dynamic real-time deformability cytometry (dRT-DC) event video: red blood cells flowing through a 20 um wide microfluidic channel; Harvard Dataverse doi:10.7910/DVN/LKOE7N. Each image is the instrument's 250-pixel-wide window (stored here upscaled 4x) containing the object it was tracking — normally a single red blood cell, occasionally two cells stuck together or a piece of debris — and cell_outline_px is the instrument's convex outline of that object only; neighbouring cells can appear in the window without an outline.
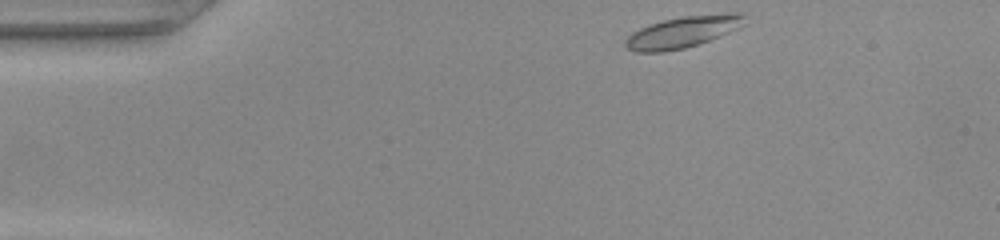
{"species": "common noctule bat (a hibernating species)", "species_latin": "Nyctalus noctula", "temperature_condition": "warm", "stored_images_in_passage": 43, "camera_frame_rate_fps": 3000, "um_per_image_px": 0.085, "animal": {"sex": "female", "body_mass_g": 22.0, "forearm_length_mm": 56.7}, "frame": {"image": 1, "passage_image": 1, "time_ms": 0.0, "image_size_px": [1000, 240], "cell_outline_px": [[744, 24], [728, 32], [708, 40], [684, 48], [664, 52], [636, 52], [628, 48], [624, 44], [624, 40], [632, 32], [640, 28], [664, 20], [684, 16], [728, 12], [744, 12]], "centroid_in_image_um": [58.02, 2.7], "position_along_channel_um": 27.0, "area_um2": 21.62}}
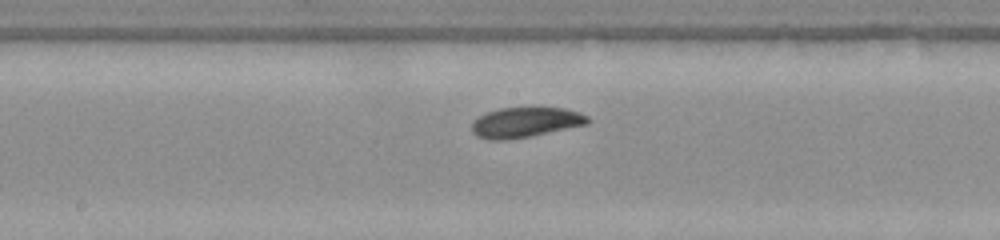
{"frame": {"image": 2, "passage_image": 19, "time_ms": 6.0, "image_size_px": [1000, 240], "cell_outline_px": [[592, 120], [588, 124], [532, 136], [504, 140], [488, 140], [476, 136], [472, 132], [472, 124], [480, 116], [488, 112], [500, 108], [564, 108], [580, 112], [588, 116]], "centroid_in_image_um": [44.7, 10.41], "position_along_channel_um": 203.5, "area_um2": 20.35}}
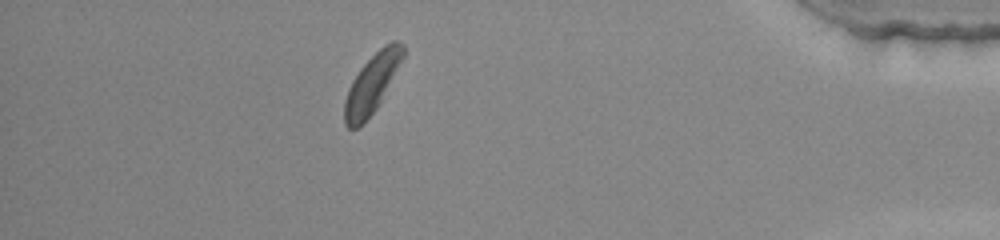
{"frame": {"image": 3, "passage_image": 37, "time_ms": 12.0, "image_size_px": [1000, 240], "cell_outline_px": [[404, 56], [380, 104], [356, 128], [348, 128], [344, 124], [344, 100], [348, 88], [352, 80], [360, 68], [384, 44], [392, 40], [396, 40], [404, 44]], "centroid_in_image_um": [31.61, 7.08], "position_along_channel_um": 403.6, "area_um2": 19.88}}